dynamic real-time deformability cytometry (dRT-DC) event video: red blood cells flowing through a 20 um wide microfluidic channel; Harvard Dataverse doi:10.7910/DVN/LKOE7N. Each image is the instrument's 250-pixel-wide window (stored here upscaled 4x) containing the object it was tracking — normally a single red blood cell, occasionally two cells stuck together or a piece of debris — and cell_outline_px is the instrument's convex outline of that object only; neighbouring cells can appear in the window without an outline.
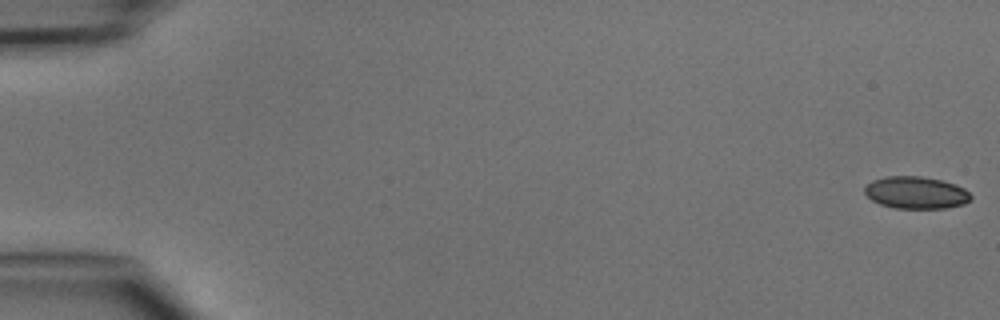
{"species": "common noctule bat (a hibernating species)", "species_latin": "Nyctalus noctula", "temperature_condition": "cold", "stored_images_in_passage": 4, "camera_frame_rate_fps": 3000, "um_per_image_px": 0.085, "animal": {"sex": "male", "body_mass_g": 15.6}, "frame": {"image": 1, "passage_image": 1, "time_ms": 0.0, "image_size_px": [1000, 320], "cell_outline_px": [[972, 196], [964, 204], [944, 208], [896, 208], [880, 204], [872, 200], [864, 192], [864, 188], [872, 180], [884, 176], [920, 176], [940, 180], [956, 184], [964, 188]], "centroid_in_image_um": [77.84, 16.36], "position_along_channel_um": 7.2, "area_um2": 19.83}}